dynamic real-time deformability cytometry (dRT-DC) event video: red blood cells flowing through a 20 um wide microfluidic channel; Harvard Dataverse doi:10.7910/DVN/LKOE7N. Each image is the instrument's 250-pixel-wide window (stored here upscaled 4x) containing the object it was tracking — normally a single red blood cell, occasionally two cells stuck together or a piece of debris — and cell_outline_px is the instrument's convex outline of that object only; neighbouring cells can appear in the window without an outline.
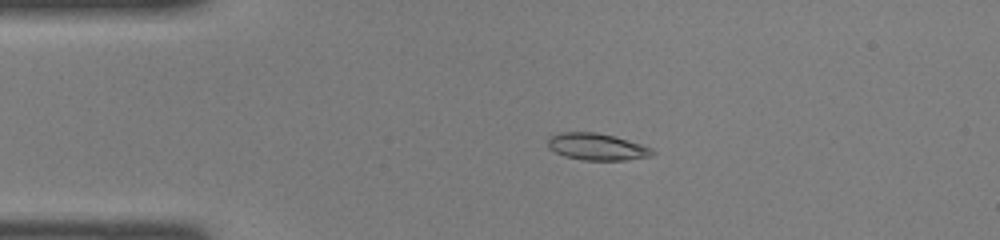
{"species": "common noctule bat (a hibernating species)", "species_latin": "Nyctalus noctula", "temperature_condition": "room temperature", "stored_images_in_passage": 23, "camera_frame_rate_fps": 3000, "um_per_image_px": 0.085, "animal": {"sex": "female", "body_mass_g": 22.0, "forearm_length_mm": 56.7}, "frame": {"image": 1, "passage_image": 3, "time_ms": 0.667, "image_size_px": [1000, 240], "cell_outline_px": [[656, 152], [652, 156], [624, 160], [584, 160], [564, 156], [548, 148], [548, 136], [560, 132], [596, 132], [628, 140], [652, 148]], "centroid_in_image_um": [50.72, 12.47], "position_along_channel_um": 34.3, "area_um2": 16.36}}
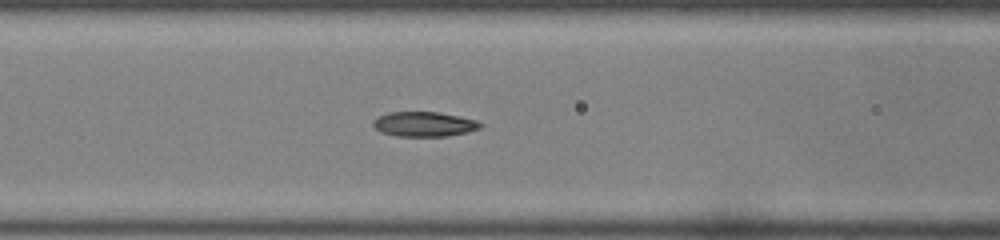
{"frame": {"image": 2, "passage_image": 12, "time_ms": 3.667, "image_size_px": [1000, 240], "cell_outline_px": [[484, 124], [480, 128], [468, 132], [448, 136], [396, 136], [380, 132], [372, 124], [372, 120], [388, 112], [436, 112], [476, 120]], "centroid_in_image_um": [36.04, 10.56], "position_along_channel_um": 130.6, "area_um2": 15.43}}
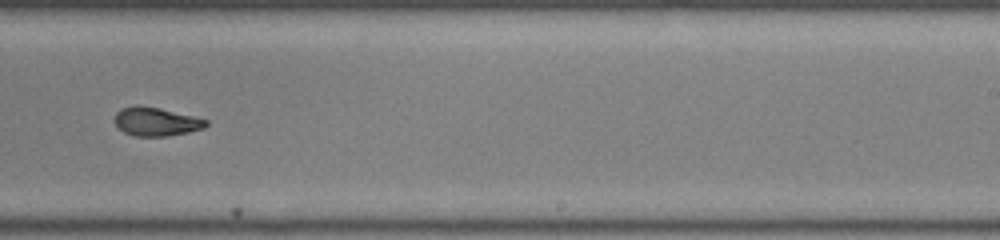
{"frame": {"image": 3, "passage_image": 22, "time_ms": 7.0, "image_size_px": [1000, 240], "cell_outline_px": [[208, 124], [204, 128], [188, 132], [168, 136], [132, 136], [124, 132], [112, 120], [116, 112], [120, 108], [160, 108], [208, 120]], "centroid_in_image_um": [13.27, 10.38], "position_along_channel_um": 275.7, "area_um2": 14.8}}